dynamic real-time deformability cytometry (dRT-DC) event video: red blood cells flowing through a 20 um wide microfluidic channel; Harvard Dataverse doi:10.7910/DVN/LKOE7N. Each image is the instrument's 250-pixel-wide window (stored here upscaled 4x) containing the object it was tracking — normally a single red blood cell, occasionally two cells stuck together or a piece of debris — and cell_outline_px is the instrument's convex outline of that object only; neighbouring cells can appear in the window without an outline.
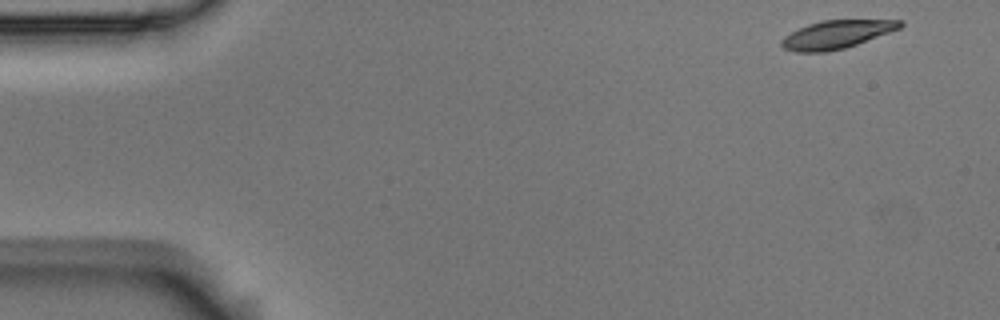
{"species": "Egyptian fruit bat (a non-hibernating species)", "species_latin": "Rousettus aegyptiacus", "temperature_condition": "room temperature", "stored_images_in_passage": 54, "camera_frame_rate_fps": 3000, "um_per_image_px": 0.085, "animal": {"sex": "male"}, "frame": {"image": 1, "passage_image": 1, "time_ms": 0.0, "image_size_px": [1000, 320], "cell_outline_px": [[904, 24], [900, 28], [856, 44], [844, 48], [828, 52], [796, 52], [784, 48], [780, 44], [780, 40], [784, 36], [808, 24], [820, 20], [904, 20]], "centroid_in_image_um": [71.08, 2.93], "position_along_channel_um": 13.9, "area_um2": 19.31}}
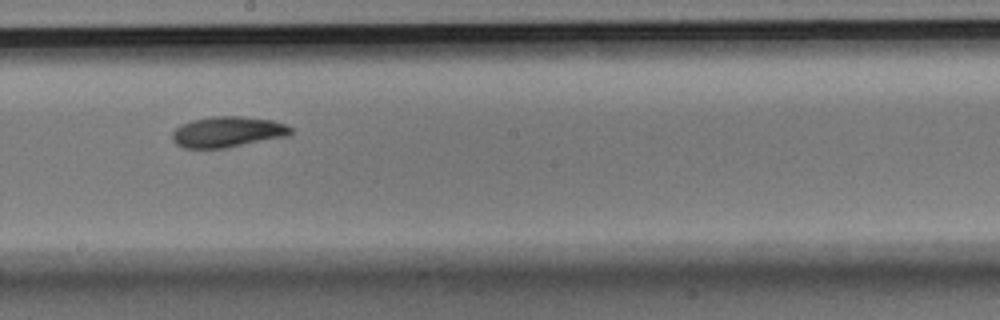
{"frame": {"image": 2, "passage_image": 29, "time_ms": 9.333, "image_size_px": [1000, 320], "cell_outline_px": [[292, 132], [288, 136], [224, 148], [184, 148], [176, 144], [172, 140], [172, 132], [180, 124], [192, 120], [212, 116], [244, 116], [272, 120], [288, 124], [292, 128]], "centroid_in_image_um": [19.35, 11.2], "position_along_channel_um": 228.9, "area_um2": 21.39}}
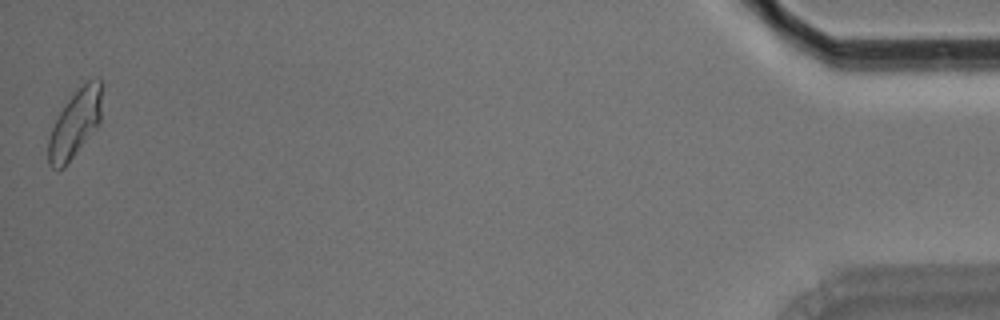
{"frame": {"image": 3, "passage_image": 54, "time_ms": 17.667, "image_size_px": [1000, 320], "cell_outline_px": [[104, 84], [100, 124], [64, 168], [56, 172], [48, 164], [48, 140], [52, 128], [60, 112], [68, 100], [88, 80], [104, 80]], "centroid_in_image_um": [6.42, 10.53], "position_along_channel_um": 428.8, "area_um2": 21.33}, "authors_computed_cell_mechanics": {"area_um2": 20.5768, "velocity_mm_per_s": 3.5148, "shape_relaxation_time_tau1_ms": 5.5274, "shape_relaxation_time_tau2_ms": 4.5415, "deformation_change_tau1": 0.1619, "deformation_change_tau2": 0.1057}}